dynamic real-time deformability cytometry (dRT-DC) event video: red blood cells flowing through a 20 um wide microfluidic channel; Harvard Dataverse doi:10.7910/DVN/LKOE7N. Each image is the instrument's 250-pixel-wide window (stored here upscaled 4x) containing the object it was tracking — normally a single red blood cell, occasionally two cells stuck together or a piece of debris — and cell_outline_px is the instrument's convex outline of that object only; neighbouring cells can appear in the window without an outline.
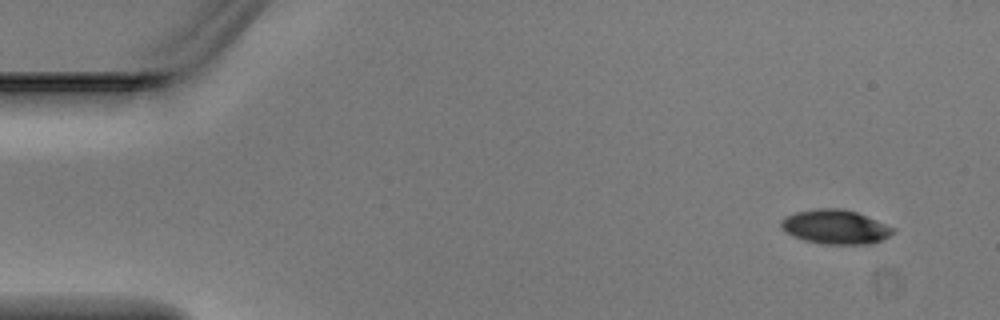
{"species": "Egyptian fruit bat (a non-hibernating species)", "species_latin": "Rousettus aegyptiacus", "temperature_condition": "warm", "stored_images_in_passage": 4, "segment_of_instrument_passage": [1, 2], "camera_frame_rate_fps": 3000, "um_per_image_px": 0.085, "animal": {"sex": "male"}, "frame": {"image": 1, "passage_image": 1, "time_ms": 0.0, "image_size_px": [1000, 320], "cell_outline_px": [[896, 232], [872, 244], [820, 244], [804, 240], [792, 236], [784, 232], [780, 228], [780, 220], [784, 216], [796, 212], [816, 208], [844, 208], [856, 212], [896, 228]], "centroid_in_image_um": [70.97, 19.28], "position_along_channel_um": 14.0, "area_um2": 22.66}}
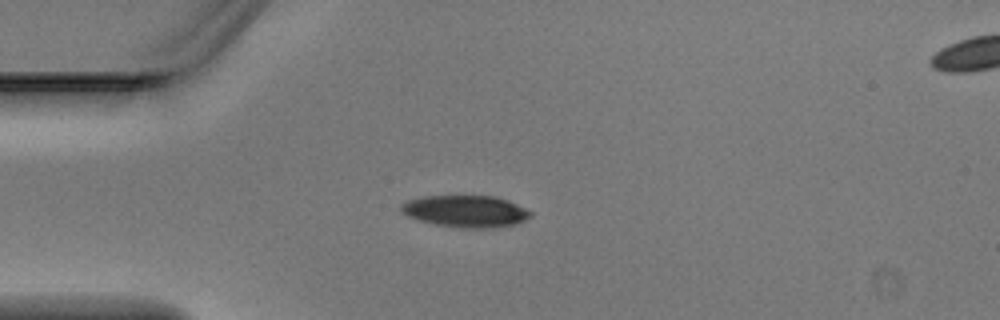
{"frame": {"image": 2, "passage_image": 3, "time_ms": 0.667, "image_size_px": [1000, 320], "cell_outline_px": [[532, 216], [516, 224], [484, 228], [468, 228], [436, 224], [420, 220], [408, 216], [400, 212], [400, 204], [408, 200], [424, 196], [496, 196], [508, 200], [532, 212]], "centroid_in_image_um": [39.57, 17.94], "position_along_channel_um": 45.4, "area_um2": 23.81}}